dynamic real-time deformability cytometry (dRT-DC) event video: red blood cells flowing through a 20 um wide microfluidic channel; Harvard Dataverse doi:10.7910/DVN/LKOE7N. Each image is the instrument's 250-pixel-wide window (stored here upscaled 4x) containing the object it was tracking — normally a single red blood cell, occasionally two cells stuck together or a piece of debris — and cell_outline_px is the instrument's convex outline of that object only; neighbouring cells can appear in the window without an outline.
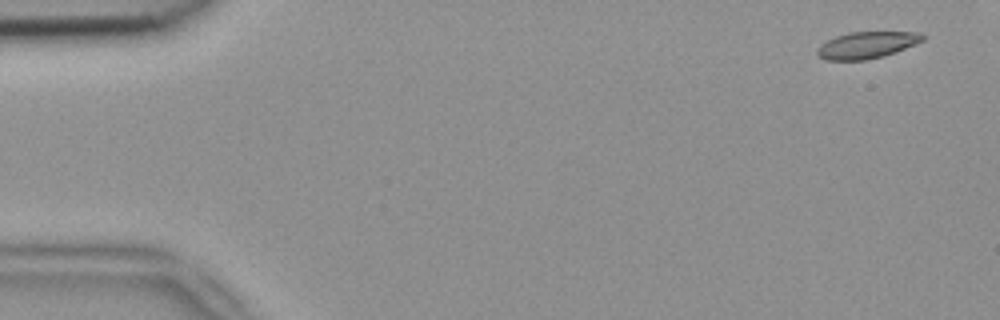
{"species": "common noctule bat (a hibernating species)", "species_latin": "Nyctalus noctula", "temperature_condition": "room temperature", "stored_images_in_passage": 3, "camera_frame_rate_fps": 3000, "um_per_image_px": 0.085, "animal": {"sex": "female", "body_mass_g": 18.4}, "frame": {"image": 1, "passage_image": 1, "time_ms": 0.0, "image_size_px": [1000, 320], "cell_outline_px": [[924, 40], [904, 48], [880, 56], [864, 60], [828, 60], [816, 56], [816, 48], [820, 44], [836, 36], [848, 32], [916, 32], [924, 36]], "centroid_in_image_um": [73.59, 3.82], "position_along_channel_um": 11.4, "area_um2": 16.13}}